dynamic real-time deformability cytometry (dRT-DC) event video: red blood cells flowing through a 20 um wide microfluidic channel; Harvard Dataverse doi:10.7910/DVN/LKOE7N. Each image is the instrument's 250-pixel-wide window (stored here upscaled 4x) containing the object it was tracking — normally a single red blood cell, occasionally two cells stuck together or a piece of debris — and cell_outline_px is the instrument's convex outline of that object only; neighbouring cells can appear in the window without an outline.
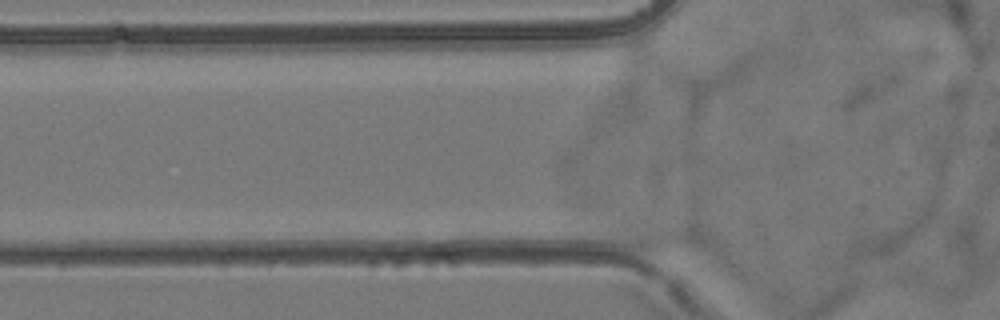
{"species": "common noctule bat (a hibernating species)", "species_latin": "Nyctalus noctula", "temperature_condition": "room temperature", "stored_images_in_passage": 2, "camera_frame_rate_fps": 3000, "um_per_image_px": 0.085, "animal": {"sex": "female", "body_mass_g": 24.6, "forearm_length_mm": 56.2}, "frame": {"image": 1, "passage_image": 2, "time_ms": 0.333, "image_size_px": [1000, 320], "cell_outline_px": [[704, 248], [648, 252], [632, 248], [628, 244], [616, 228], [692, 228], [704, 240]], "centroid_in_image_um": [56.26, 20.31], "position_along_channel_um": 69.5, "area_um2": 12.14}}